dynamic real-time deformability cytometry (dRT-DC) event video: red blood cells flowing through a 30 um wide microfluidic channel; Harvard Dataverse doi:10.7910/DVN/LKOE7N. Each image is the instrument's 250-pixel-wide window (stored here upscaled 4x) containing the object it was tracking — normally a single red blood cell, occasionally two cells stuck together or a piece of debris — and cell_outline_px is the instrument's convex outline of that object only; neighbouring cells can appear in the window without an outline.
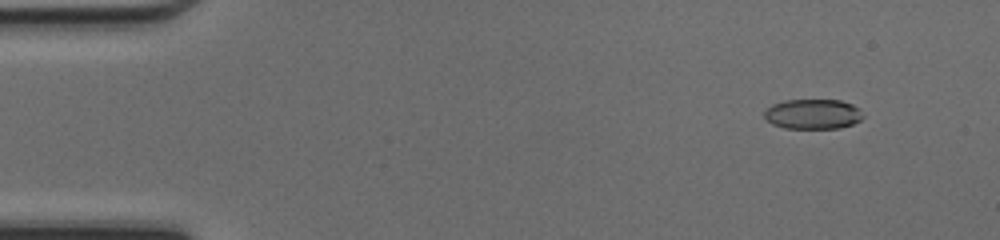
{"species": "common noctule bat (a hibernating species)", "species_latin": "Nyctalus noctula", "temperature_condition": "cold", "stored_images_in_passage": 49, "camera_frame_rate_fps": 3000, "um_per_image_px": 0.085, "animal": {"sex": "female", "body_mass_g": 17.0, "forearm_length_mm": 48.0}, "frame": {"image": 1, "passage_image": 5, "time_ms": 1.333, "image_size_px": [1000, 240], "cell_outline_px": [[864, 116], [860, 120], [852, 124], [840, 128], [784, 128], [772, 124], [764, 116], [764, 112], [772, 104], [784, 100], [840, 100], [852, 104], [860, 108]], "centroid_in_image_um": [69.11, 9.69], "position_along_channel_um": 15.9, "area_um2": 17.28}}
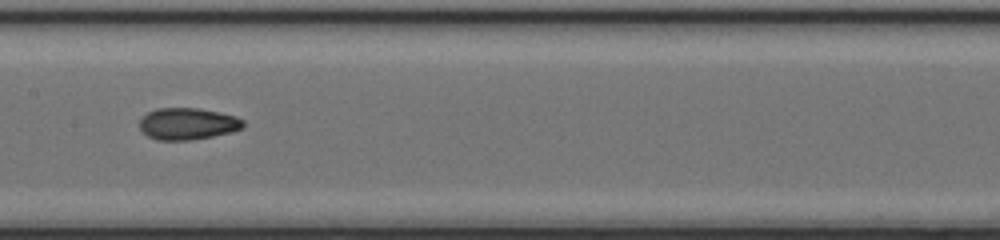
{"frame": {"image": 2, "passage_image": 25, "time_ms": 8.0, "image_size_px": [1000, 240], "cell_outline_px": [[244, 128], [232, 132], [192, 140], [156, 140], [148, 136], [140, 128], [140, 120], [148, 112], [156, 108], [200, 108], [236, 116], [244, 120]], "centroid_in_image_um": [15.98, 10.52], "position_along_channel_um": 191.4, "area_um2": 19.25}}
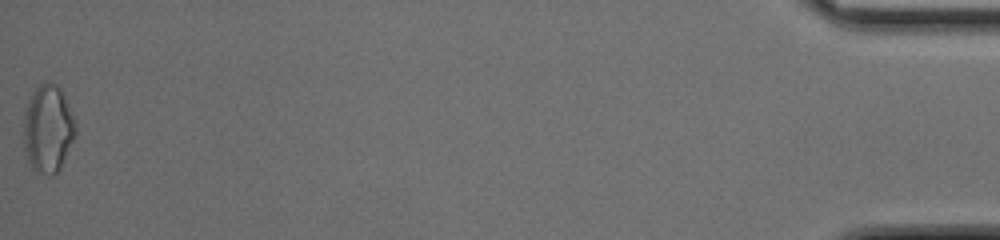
{"frame": {"image": 3, "passage_image": 49, "time_ms": 16.0, "image_size_px": [1000, 240], "cell_outline_px": [[76, 136], [60, 168], [52, 176], [48, 176], [36, 172], [32, 168], [28, 160], [24, 148], [24, 112], [28, 100], [36, 88], [40, 84], [48, 80], [56, 84], [60, 88], [64, 96], [76, 124]], "centroid_in_image_um": [4.08, 10.96], "position_along_channel_um": 431.1, "area_um2": 26.65}, "authors_computed_cell_mechanics": {"area_um2": 19.0162, "velocity_mm_per_s": 4.2853, "shape_relaxation_time_tau1_ms": null, "shape_relaxation_time_tau2_ms": 2.2322, "deformation_change_tau1": null, "deformation_change_tau2": 0.0748}}